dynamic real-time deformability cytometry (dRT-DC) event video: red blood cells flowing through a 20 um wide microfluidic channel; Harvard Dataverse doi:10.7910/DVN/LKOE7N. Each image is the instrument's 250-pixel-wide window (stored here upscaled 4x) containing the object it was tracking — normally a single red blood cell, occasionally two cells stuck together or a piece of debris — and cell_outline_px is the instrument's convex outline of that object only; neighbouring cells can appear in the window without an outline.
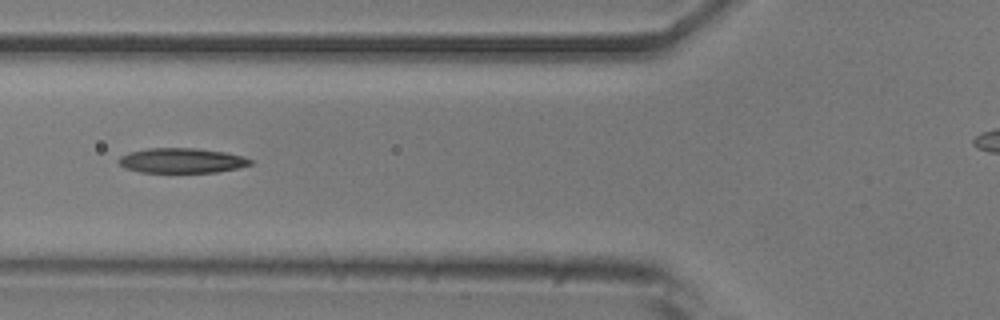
{"species": "common noctule bat (a hibernating species)", "species_latin": "Nyctalus noctula", "temperature_condition": "room temperature", "stored_images_in_passage": 6, "camera_frame_rate_fps": 3000, "um_per_image_px": 0.085, "animal": {"sex": "male", "body_mass_g": 20.5, "forearm_length_mm": 52.5}, "frame": {"image": 1, "passage_image": 6, "time_ms": 1.667, "image_size_px": [1000, 320], "cell_outline_px": [[252, 164], [236, 168], [216, 172], [140, 172], [124, 168], [116, 160], [120, 156], [128, 152], [148, 148], [196, 148], [224, 152], [244, 156], [252, 160]], "centroid_in_image_um": [15.41, 13.64], "position_along_channel_um": 110.4, "area_um2": 19.13}}